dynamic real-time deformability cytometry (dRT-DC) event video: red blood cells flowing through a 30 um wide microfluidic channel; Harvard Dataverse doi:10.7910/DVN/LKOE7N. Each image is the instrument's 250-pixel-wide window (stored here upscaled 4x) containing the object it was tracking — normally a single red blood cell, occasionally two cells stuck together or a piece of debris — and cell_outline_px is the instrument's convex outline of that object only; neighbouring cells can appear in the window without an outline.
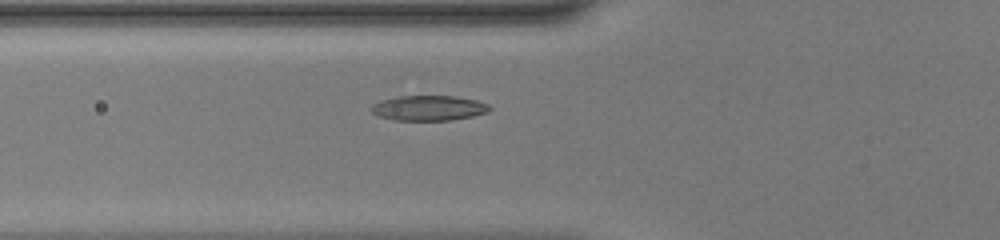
{"species": "common noctule bat (a hibernating species)", "species_latin": "Nyctalus noctula", "temperature_condition": "warm", "stored_images_in_passage": 39, "camera_frame_rate_fps": 3000, "um_per_image_px": 0.085, "animal": {"sex": "female", "body_mass_g": 20.0, "forearm_length_mm": 54.0}, "frame": {"image": 1, "passage_image": 10, "time_ms": 3.0, "image_size_px": [1000, 240], "cell_outline_px": [[492, 108], [488, 112], [472, 116], [452, 120], [392, 120], [380, 116], [372, 112], [372, 104], [380, 100], [396, 96], [456, 96], [476, 100], [488, 104]], "centroid_in_image_um": [36.45, 9.18], "position_along_channel_um": 89.4, "area_um2": 17.34}}
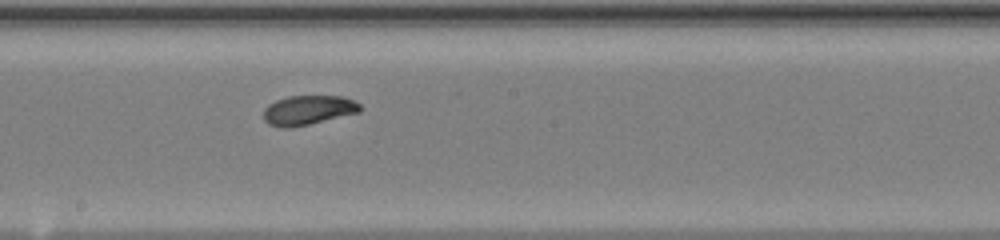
{"frame": {"image": 2, "passage_image": 19, "time_ms": 6.0, "image_size_px": [1000, 240], "cell_outline_px": [[364, 108], [360, 112], [308, 124], [288, 128], [280, 128], [268, 124], [264, 120], [264, 108], [268, 104], [276, 100], [288, 96], [344, 96], [360, 104]], "centroid_in_image_um": [26.19, 9.36], "position_along_channel_um": 222.0, "area_um2": 16.65}}
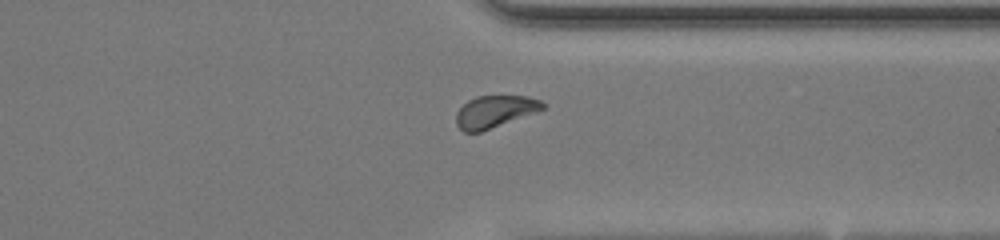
{"frame": {"image": 3, "passage_image": 29, "time_ms": 9.333, "image_size_px": [1000, 240], "cell_outline_px": [[544, 108], [536, 112], [480, 132], [464, 132], [456, 124], [456, 112], [468, 100], [476, 96], [528, 96], [540, 100], [544, 104]], "centroid_in_image_um": [42.03, 9.48], "position_along_channel_um": 369.4, "area_um2": 16.01}, "authors_computed_cell_mechanics": {"area_um2": 16.5308, "velocity_mm_per_s": 4.4132, "shape_relaxation_time_tau1_ms": 3.4788, "shape_relaxation_time_tau2_ms": 1.1453, "deformation_change_tau1": 0.1327, "deformation_change_tau2": 0.0504}}